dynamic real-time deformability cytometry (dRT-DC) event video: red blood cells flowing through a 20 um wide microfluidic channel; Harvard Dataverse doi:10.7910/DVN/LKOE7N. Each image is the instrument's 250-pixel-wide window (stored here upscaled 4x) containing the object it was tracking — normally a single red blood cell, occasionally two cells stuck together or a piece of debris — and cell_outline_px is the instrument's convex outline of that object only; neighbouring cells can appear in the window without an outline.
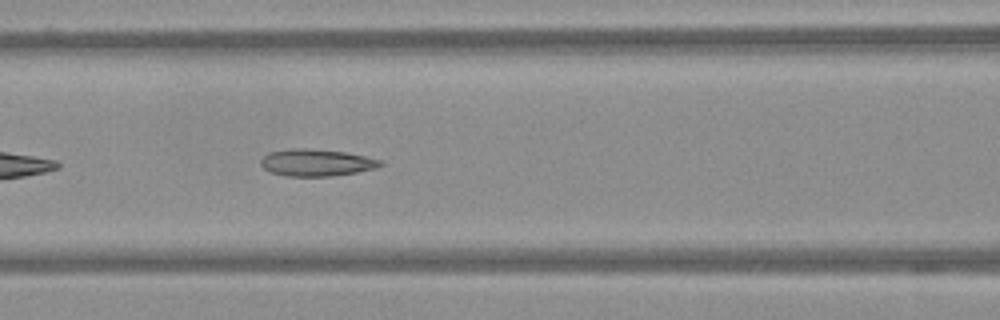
{"species": "Egyptian fruit bat (a non-hibernating species)", "species_latin": "Rousettus aegyptiacus", "temperature_condition": "warm", "stored_images_in_passage": 37, "camera_frame_rate_fps": 3000, "um_per_image_px": 0.085, "frame": {"image": 1, "passage_image": 9, "time_ms": 2.667, "image_size_px": [1000, 320], "cell_outline_px": [[384, 164], [376, 168], [356, 172], [332, 176], [284, 176], [272, 172], [264, 168], [260, 164], [260, 160], [268, 152], [288, 148], [312, 148], [344, 152], [384, 160]], "centroid_in_image_um": [26.89, 13.81], "position_along_channel_um": 139.7, "area_um2": 18.96}}
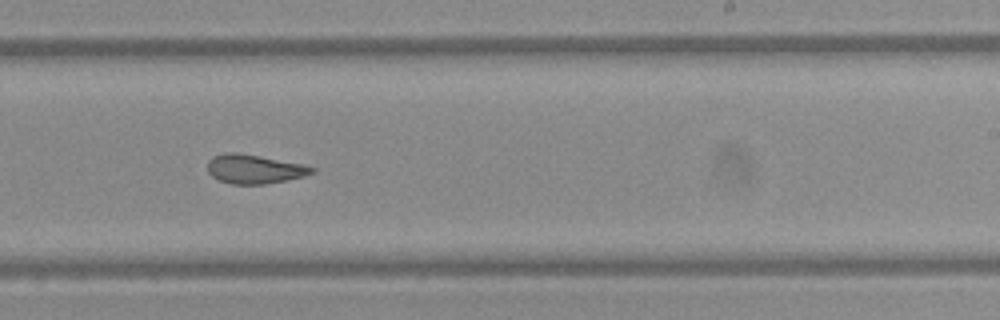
{"frame": {"image": 2, "passage_image": 20, "time_ms": 6.333, "image_size_px": [1000, 320], "cell_outline_px": [[316, 172], [304, 176], [264, 184], [232, 184], [220, 180], [212, 176], [208, 172], [208, 160], [212, 156], [224, 152], [236, 152], [260, 156], [304, 164], [316, 168]], "centroid_in_image_um": [21.62, 14.35], "position_along_channel_um": 267.4, "area_um2": 17.69}}
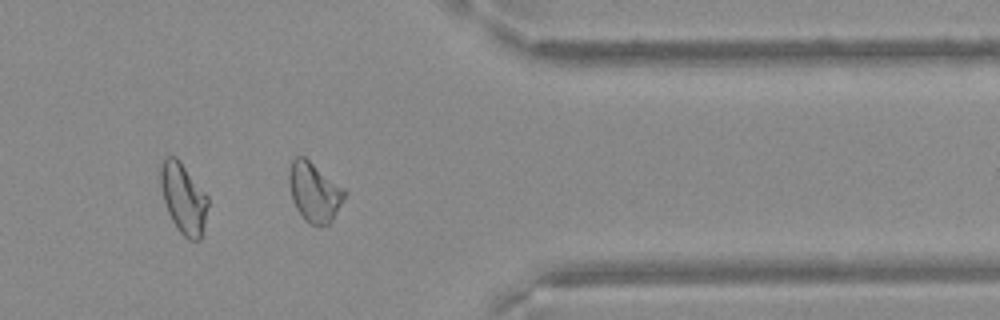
{"frame": {"image": 3, "passage_image": 31, "time_ms": 10.0, "image_size_px": [1000, 320], "cell_outline_px": [[348, 192], [332, 220], [328, 224], [320, 228], [304, 220], [296, 208], [292, 200], [288, 184], [288, 172], [292, 160], [296, 156], [304, 156], [344, 188]], "centroid_in_image_um": [26.7, 16.34], "position_along_channel_um": 384.7, "area_um2": 19.42}}